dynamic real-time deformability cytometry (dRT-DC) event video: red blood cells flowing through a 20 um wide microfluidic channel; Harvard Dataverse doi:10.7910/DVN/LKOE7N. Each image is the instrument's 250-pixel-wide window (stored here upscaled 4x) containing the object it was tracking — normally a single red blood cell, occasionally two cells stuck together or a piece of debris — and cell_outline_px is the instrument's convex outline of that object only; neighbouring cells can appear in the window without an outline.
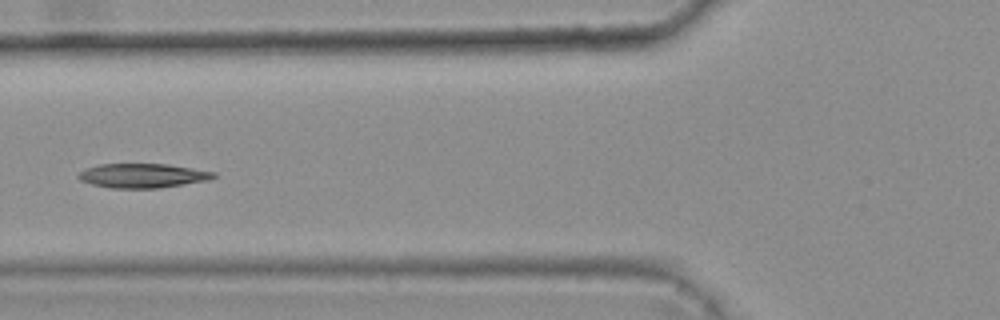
{"species": "common noctule bat (a hibernating species)", "species_latin": "Nyctalus noctula", "temperature_condition": "warm", "stored_images_in_passage": 10, "camera_frame_rate_fps": 3000, "um_per_image_px": 0.085, "animal": {"sex": "female", "body_mass_g": 25.1}, "frame": {"image": 1, "passage_image": 6, "time_ms": 1.667, "image_size_px": [1000, 320], "cell_outline_px": [[216, 176], [208, 180], [160, 188], [108, 188], [92, 184], [80, 180], [76, 176], [80, 172], [88, 168], [100, 164], [168, 164], [216, 172]], "centroid_in_image_um": [12.13, 14.93], "position_along_channel_um": 113.7, "area_um2": 19.07}}
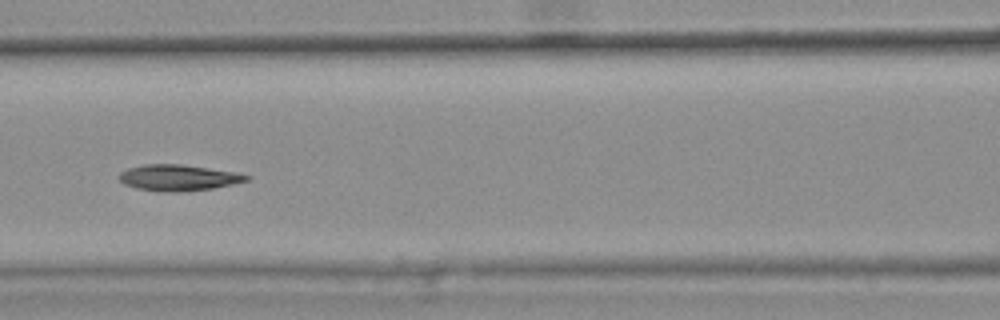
{"frame": {"image": 2, "passage_image": 7, "time_ms": 2.0, "image_size_px": [1000, 320], "cell_outline_px": [[252, 176], [248, 180], [232, 184], [212, 188], [180, 192], [164, 192], [136, 188], [124, 184], [116, 176], [120, 172], [128, 168], [144, 164], [180, 164], [208, 168], [232, 172]], "centroid_in_image_um": [15.1, 15.1], "position_along_channel_um": 151.5, "area_um2": 19.25}}